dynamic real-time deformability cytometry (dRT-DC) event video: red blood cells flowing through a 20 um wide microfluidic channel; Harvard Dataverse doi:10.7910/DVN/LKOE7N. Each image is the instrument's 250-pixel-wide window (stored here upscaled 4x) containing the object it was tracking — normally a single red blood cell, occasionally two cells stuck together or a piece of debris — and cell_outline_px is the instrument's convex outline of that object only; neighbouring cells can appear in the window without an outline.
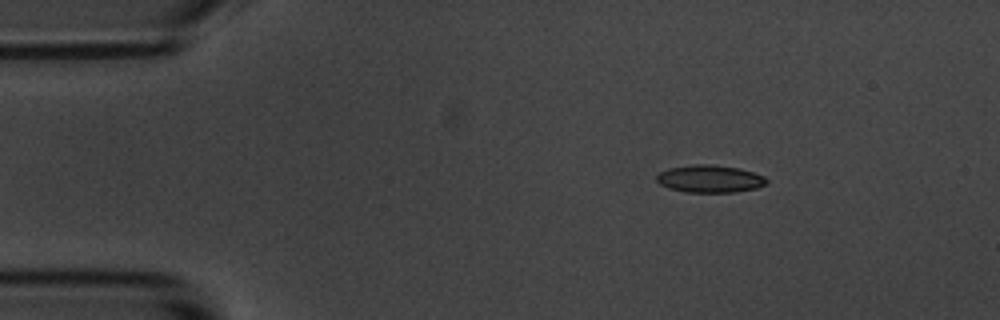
{"species": "common noctule bat (a hibernating species)", "species_latin": "Nyctalus noctula", "temperature_condition": "room temperature", "stored_images_in_passage": 4, "camera_frame_rate_fps": 3000, "um_per_image_px": 0.085, "animal": {"sex": "male", "body_mass_g": 20.1, "forearm_length_mm": 53.5}, "frame": {"image": 1, "passage_image": 1, "time_ms": 0.0, "image_size_px": [1000, 320], "cell_outline_px": [[768, 180], [764, 184], [756, 188], [736, 192], [688, 192], [668, 188], [660, 184], [656, 180], [656, 176], [660, 172], [668, 168], [692, 164], [708, 164], [740, 168], [764, 176]], "centroid_in_image_um": [60.31, 15.19], "position_along_channel_um": 24.7, "area_um2": 17.57}}